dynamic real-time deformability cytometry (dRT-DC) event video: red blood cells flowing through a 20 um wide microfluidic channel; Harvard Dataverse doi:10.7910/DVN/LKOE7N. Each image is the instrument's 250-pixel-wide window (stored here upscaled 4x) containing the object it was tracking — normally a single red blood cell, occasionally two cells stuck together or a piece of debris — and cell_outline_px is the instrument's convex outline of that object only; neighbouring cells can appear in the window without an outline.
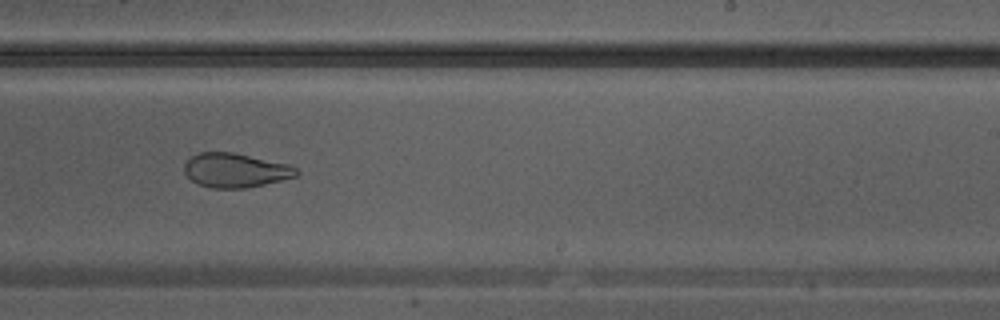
{"species": "Egyptian fruit bat (a non-hibernating species)", "species_latin": "Rousettus aegyptiacus", "temperature_condition": "warm", "stored_images_in_passage": 21, "camera_frame_rate_fps": 3000, "um_per_image_px": 0.085, "animal": {"sex": "male"}, "frame": {"image": 1, "passage_image": 12, "time_ms": 3.667, "image_size_px": [1000, 320], "cell_outline_px": [[300, 172], [296, 176], [264, 184], [244, 188], [212, 188], [200, 184], [192, 180], [184, 172], [184, 164], [192, 156], [200, 152], [232, 152], [288, 164], [296, 168]], "centroid_in_image_um": [20.0, 14.47], "position_along_channel_um": 269.0, "area_um2": 22.08}}